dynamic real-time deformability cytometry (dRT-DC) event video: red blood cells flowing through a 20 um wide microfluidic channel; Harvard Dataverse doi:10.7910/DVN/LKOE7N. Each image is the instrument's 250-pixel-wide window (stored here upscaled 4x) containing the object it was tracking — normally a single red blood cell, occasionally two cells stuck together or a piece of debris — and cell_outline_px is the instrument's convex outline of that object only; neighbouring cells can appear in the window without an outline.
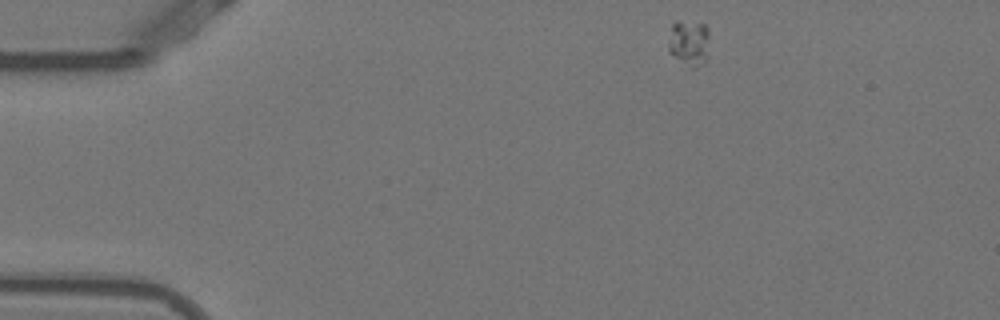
{"species": "Egyptian fruit bat (a non-hibernating species)", "species_latin": "Rousettus aegyptiacus", "temperature_condition": "warm", "stored_images_in_passage": 47, "camera_frame_rate_fps": 3000, "um_per_image_px": 0.085, "animal": {"sex": "female"}, "frame": {"image": 1, "passage_image": 1, "time_ms": 0.0, "image_size_px": [1000, 320], "cell_outline_px": [[708, 56], [704, 64], [696, 68], [692, 68], [668, 52], [668, 44], [672, 24], [676, 20], [704, 24], [708, 28]], "centroid_in_image_um": [58.58, 3.64], "position_along_channel_um": 26.4, "area_um2": 11.1}}
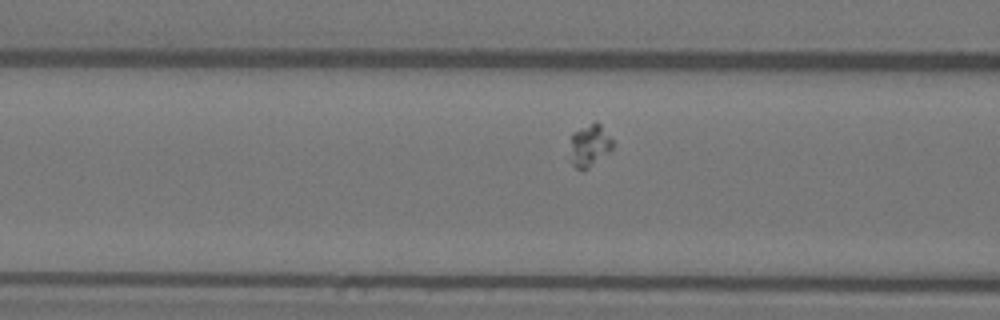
{"frame": {"image": 2, "passage_image": 14, "time_ms": 4.333, "image_size_px": [1000, 320], "cell_outline_px": [[616, 144], [608, 152], [588, 168], [576, 168], [568, 160], [572, 132], [596, 120], [600, 124]], "centroid_in_image_um": [50.09, 12.34], "position_along_channel_um": 116.5, "area_um2": 10.64}}